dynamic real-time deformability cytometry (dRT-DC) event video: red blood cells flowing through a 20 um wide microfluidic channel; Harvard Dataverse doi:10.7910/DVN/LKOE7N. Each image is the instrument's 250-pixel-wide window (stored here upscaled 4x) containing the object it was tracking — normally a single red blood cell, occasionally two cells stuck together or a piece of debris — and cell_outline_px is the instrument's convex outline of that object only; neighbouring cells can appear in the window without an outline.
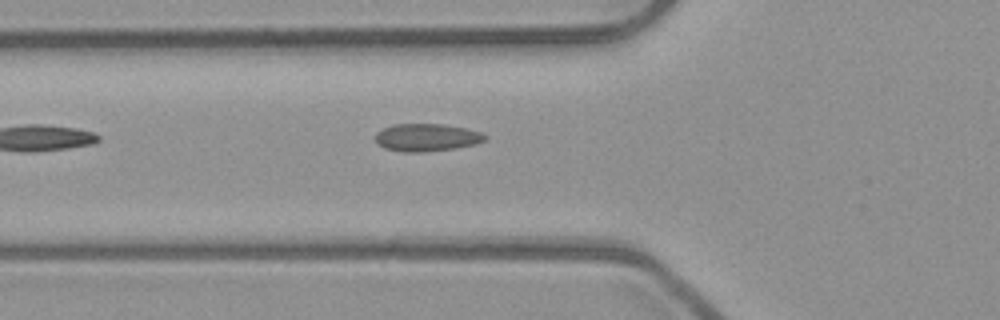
{"species": "common noctule bat (a hibernating species)", "species_latin": "Nyctalus noctula", "temperature_condition": "room temperature", "stored_images_in_passage": 6, "camera_frame_rate_fps": 3000, "um_per_image_px": 0.085, "animal": {"sex": "male", "body_mass_g": 23.1, "forearm_length_mm": 52.7}, "frame": {"image": 1, "passage_image": 6, "time_ms": 1.667, "image_size_px": [1000, 320], "cell_outline_px": [[488, 136], [484, 140], [476, 144], [456, 148], [424, 152], [404, 152], [384, 148], [376, 144], [376, 132], [392, 124], [444, 124], [468, 128], [480, 132]], "centroid_in_image_um": [36.27, 11.68], "position_along_channel_um": 89.5, "area_um2": 17.8}}